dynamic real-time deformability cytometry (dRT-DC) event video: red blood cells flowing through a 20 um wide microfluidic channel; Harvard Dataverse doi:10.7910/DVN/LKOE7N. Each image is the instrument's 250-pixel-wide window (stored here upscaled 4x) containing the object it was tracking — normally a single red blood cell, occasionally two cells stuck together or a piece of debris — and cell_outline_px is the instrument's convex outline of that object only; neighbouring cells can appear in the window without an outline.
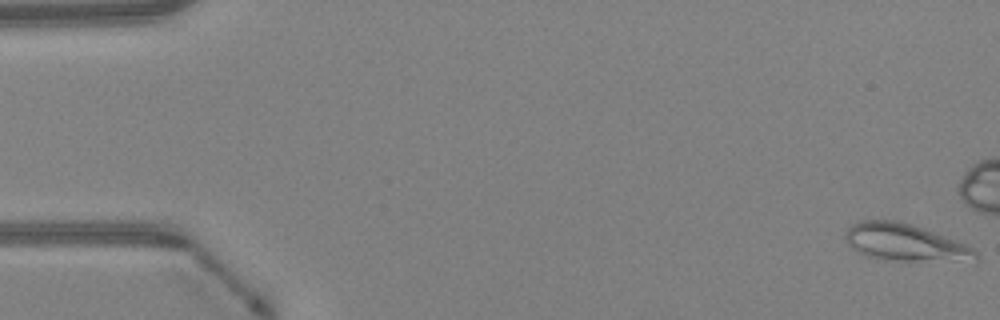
{"species": "Egyptian fruit bat (a non-hibernating species)", "species_latin": "Rousettus aegyptiacus", "temperature_condition": "warm", "stored_images_in_passage": 49, "camera_frame_rate_fps": 3000, "um_per_image_px": 0.085, "animal": {"sex": "female"}, "frame": {"image": 1, "passage_image": 1, "time_ms": 0.0, "image_size_px": [1000, 320], "cell_outline_px": [[980, 260], [884, 260], [868, 256], [852, 248], [848, 244], [844, 236], [844, 232], [852, 224], [860, 220], [896, 220], [912, 224], [956, 240], [972, 248], [980, 256]], "centroid_in_image_um": [76.89, 20.59], "position_along_channel_um": 8.1, "area_um2": 27.92}}
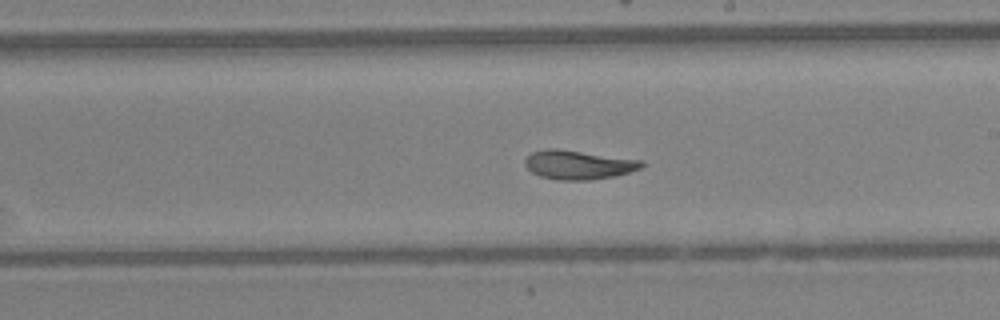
{"frame": {"image": 2, "passage_image": 28, "time_ms": 9.0, "image_size_px": [1000, 320], "cell_outline_px": [[644, 164], [640, 168], [616, 176], [592, 180], [556, 180], [540, 176], [532, 172], [524, 164], [524, 160], [532, 152], [548, 148], [556, 148], [644, 160]], "centroid_in_image_um": [49.17, 14.0], "position_along_channel_um": 239.8, "area_um2": 19.83}}
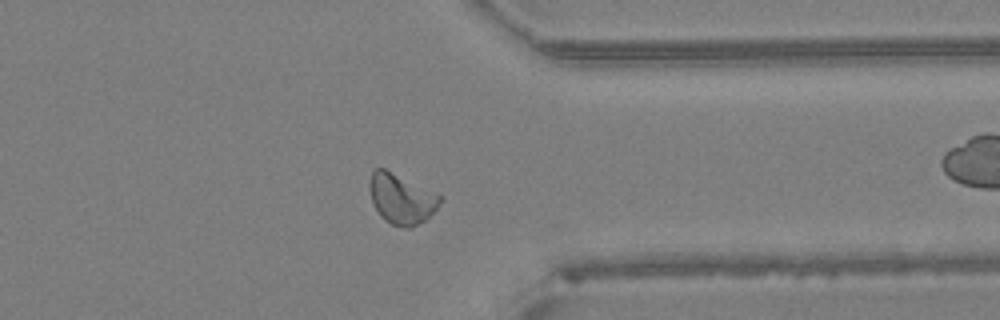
{"frame": {"image": 3, "passage_image": 38, "time_ms": 12.333, "image_size_px": [1000, 320], "cell_outline_px": [[440, 200], [436, 208], [424, 220], [412, 228], [404, 228], [392, 224], [384, 220], [380, 216], [372, 200], [368, 184], [372, 172], [376, 168], [384, 168], [440, 196]], "centroid_in_image_um": [34.06, 16.92], "position_along_channel_um": 377.3, "area_um2": 19.94}, "authors_computed_cell_mechanics": {"area_um2": 20.5768, "velocity_mm_per_s": 4.2426, "shape_relaxation_time_tau1_ms": 5.0429, "shape_relaxation_time_tau2_ms": 1.484, "deformation_change_tau1": 0.1639, "deformation_change_tau2": 0.0686}}